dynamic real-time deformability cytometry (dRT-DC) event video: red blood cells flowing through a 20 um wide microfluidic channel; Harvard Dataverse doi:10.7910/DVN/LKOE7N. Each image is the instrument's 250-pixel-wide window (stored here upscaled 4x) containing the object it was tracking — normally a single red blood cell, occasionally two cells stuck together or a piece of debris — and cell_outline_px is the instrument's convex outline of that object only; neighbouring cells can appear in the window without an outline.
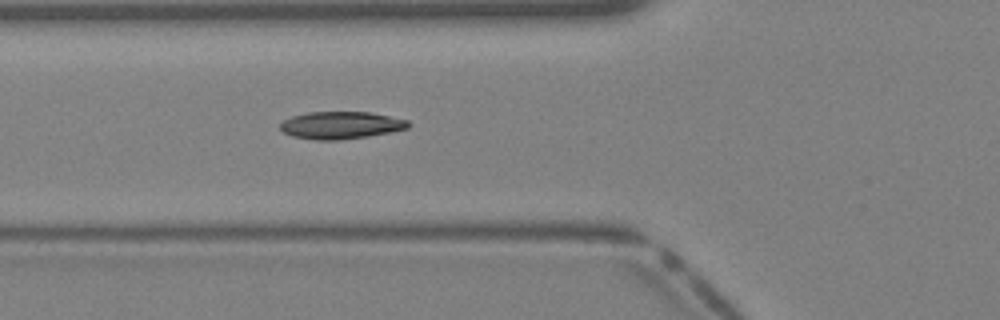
{"species": "Egyptian fruit bat (a non-hibernating species)", "species_latin": "Rousettus aegyptiacus", "temperature_condition": "warm", "stored_images_in_passage": 33, "camera_frame_rate_fps": 3000, "um_per_image_px": 0.085, "animal": {"sex": "female"}, "frame": {"image": 1, "passage_image": 7, "time_ms": 2.0, "image_size_px": [1000, 320], "cell_outline_px": [[412, 124], [408, 128], [368, 136], [340, 140], [316, 140], [292, 136], [284, 132], [280, 128], [280, 124], [284, 120], [292, 116], [308, 112], [372, 112], [408, 120]], "centroid_in_image_um": [28.99, 10.64], "position_along_channel_um": 96.8, "area_um2": 20.4}}
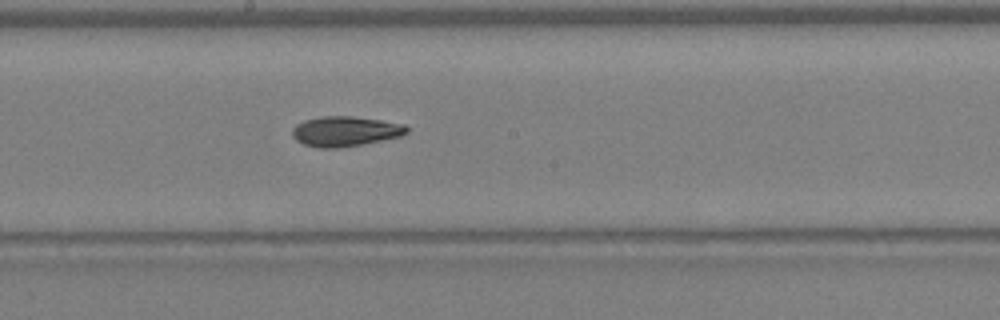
{"frame": {"image": 2, "passage_image": 14, "time_ms": 4.333, "image_size_px": [1000, 320], "cell_outline_px": [[408, 132], [400, 136], [360, 144], [336, 148], [320, 148], [304, 144], [296, 140], [292, 136], [292, 128], [296, 124], [304, 120], [320, 116], [352, 116], [380, 120], [404, 124], [408, 128]], "centroid_in_image_um": [29.3, 11.15], "position_along_channel_um": 218.9, "area_um2": 19.88}}
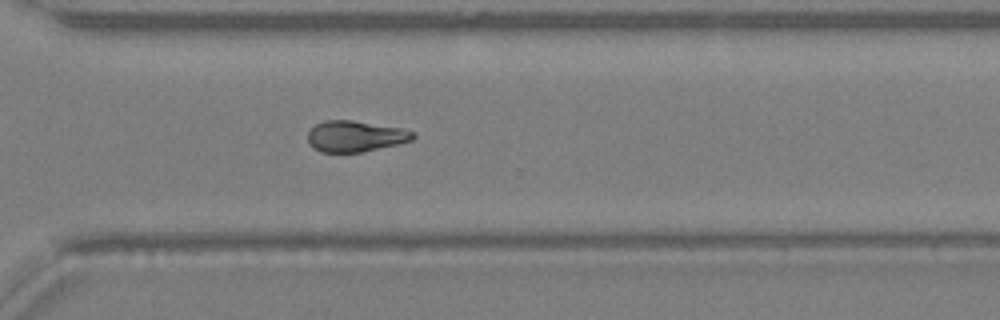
{"frame": {"image": 3, "passage_image": 21, "time_ms": 6.667, "image_size_px": [1000, 320], "cell_outline_px": [[416, 136], [412, 140], [396, 144], [360, 152], [320, 152], [312, 148], [308, 144], [308, 132], [316, 124], [324, 120], [352, 120], [400, 128], [416, 132]], "centroid_in_image_um": [30.17, 11.58], "position_along_channel_um": 340.4, "area_um2": 18.96}}